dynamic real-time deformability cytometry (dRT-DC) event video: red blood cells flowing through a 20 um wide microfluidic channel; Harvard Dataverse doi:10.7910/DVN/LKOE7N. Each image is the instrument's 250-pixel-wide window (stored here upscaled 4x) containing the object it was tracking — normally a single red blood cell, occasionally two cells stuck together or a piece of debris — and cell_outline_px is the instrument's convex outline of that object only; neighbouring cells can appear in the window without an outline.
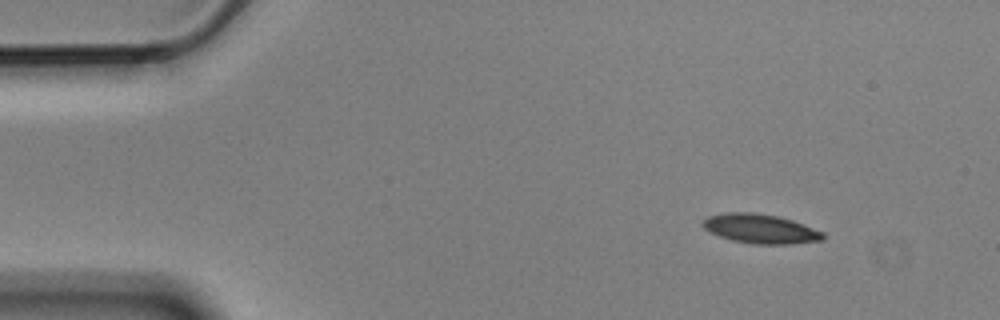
{"species": "Egyptian fruit bat (a non-hibernating species)", "species_latin": "Rousettus aegyptiacus", "temperature_condition": "cold", "stored_images_in_passage": 5, "camera_frame_rate_fps": 3000, "um_per_image_px": 0.085, "animal": {"sex": "male"}, "frame": {"image": 1, "passage_image": 1, "time_ms": 0.0, "image_size_px": [1000, 320], "cell_outline_px": [[824, 240], [792, 244], [756, 244], [732, 240], [720, 236], [704, 228], [700, 224], [708, 216], [728, 212], [752, 212], [776, 216], [792, 220], [804, 224], [824, 232]], "centroid_in_image_um": [64.66, 19.44], "position_along_channel_um": 20.3, "area_um2": 20.46}}
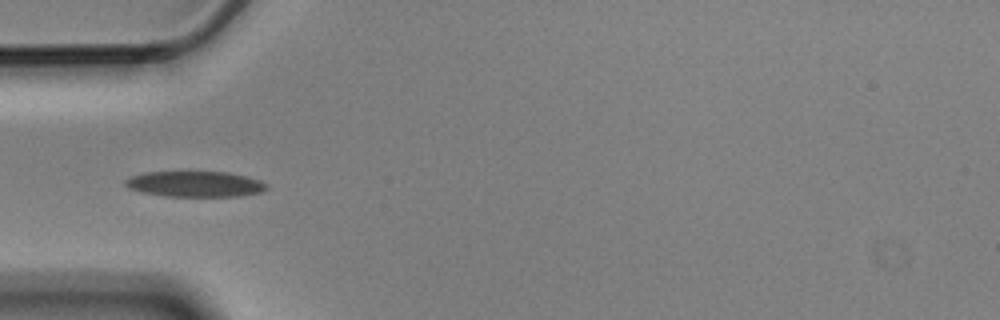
{"frame": {"image": 2, "passage_image": 4, "time_ms": 1.0, "image_size_px": [1000, 320], "cell_outline_px": [[268, 188], [260, 192], [240, 196], [164, 196], [140, 192], [128, 188], [124, 184], [124, 180], [132, 176], [144, 172], [228, 172], [260, 180], [268, 184]], "centroid_in_image_um": [16.56, 15.64], "position_along_channel_um": 68.4, "area_um2": 21.15}}
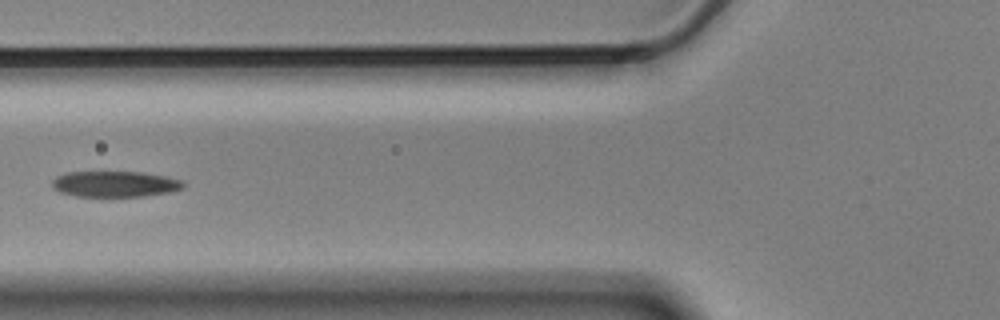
{"frame": {"image": 3, "passage_image": 5, "time_ms": 1.333, "image_size_px": [1000, 320], "cell_outline_px": [[184, 188], [172, 192], [144, 196], [76, 196], [60, 192], [52, 188], [52, 180], [56, 176], [68, 172], [144, 172], [164, 176], [180, 180], [184, 184]], "centroid_in_image_um": [9.76, 15.64], "position_along_channel_um": 116.0, "area_um2": 19.77}}